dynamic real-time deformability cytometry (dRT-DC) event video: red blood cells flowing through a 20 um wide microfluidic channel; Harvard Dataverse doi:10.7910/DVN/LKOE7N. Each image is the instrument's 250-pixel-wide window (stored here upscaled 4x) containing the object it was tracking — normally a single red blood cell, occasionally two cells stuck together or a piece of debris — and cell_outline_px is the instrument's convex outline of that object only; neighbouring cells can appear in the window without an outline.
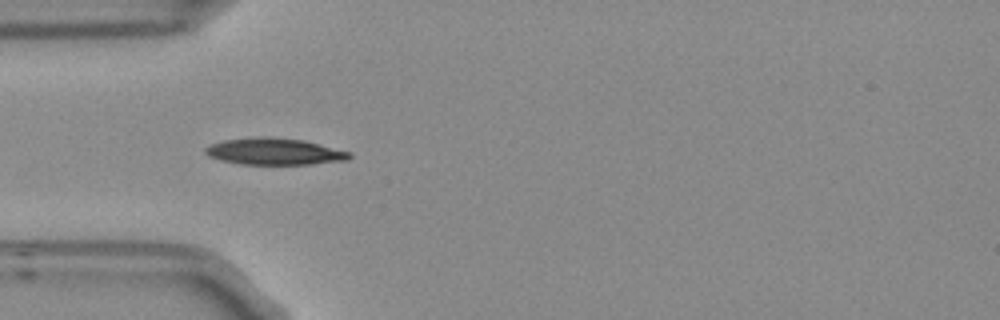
{"species": "Egyptian fruit bat (a non-hibernating species)", "species_latin": "Rousettus aegyptiacus", "temperature_condition": "room temperature", "stored_images_in_passage": 4, "camera_frame_rate_fps": 3000, "um_per_image_px": 0.085, "frame": {"image": 1, "passage_image": 4, "time_ms": 1.0, "image_size_px": [1000, 320], "cell_outline_px": [[352, 156], [348, 160], [312, 164], [240, 164], [208, 156], [204, 152], [204, 148], [212, 144], [224, 140], [260, 136], [268, 136], [304, 140], [352, 152]], "centroid_in_image_um": [23.36, 12.87], "position_along_channel_um": 61.6, "area_um2": 22.43}}